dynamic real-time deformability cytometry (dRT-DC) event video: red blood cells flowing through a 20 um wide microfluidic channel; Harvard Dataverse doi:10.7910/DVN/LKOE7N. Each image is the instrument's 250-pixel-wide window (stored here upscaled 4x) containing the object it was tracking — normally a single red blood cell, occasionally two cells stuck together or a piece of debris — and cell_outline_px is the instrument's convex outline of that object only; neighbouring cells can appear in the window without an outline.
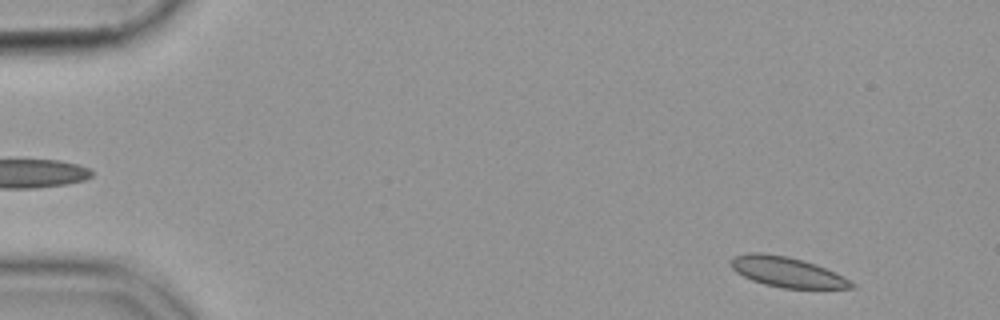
{"species": "common noctule bat (a hibernating species)", "species_latin": "Nyctalus noctula", "temperature_condition": "cold", "stored_images_in_passage": 54, "camera_frame_rate_fps": 3000, "um_per_image_px": 0.085, "animal": {"sex": "female", "body_mass_g": 19.9}, "frame": {"image": 1, "passage_image": 3, "time_ms": 0.667, "image_size_px": [1000, 320], "cell_outline_px": [[856, 288], [784, 288], [764, 284], [752, 280], [736, 272], [732, 268], [732, 256], [748, 252], [760, 252], [788, 256], [804, 260], [816, 264], [836, 272], [844, 276], [856, 284]], "centroid_in_image_um": [66.93, 23.11], "position_along_channel_um": 18.1, "area_um2": 21.33}}
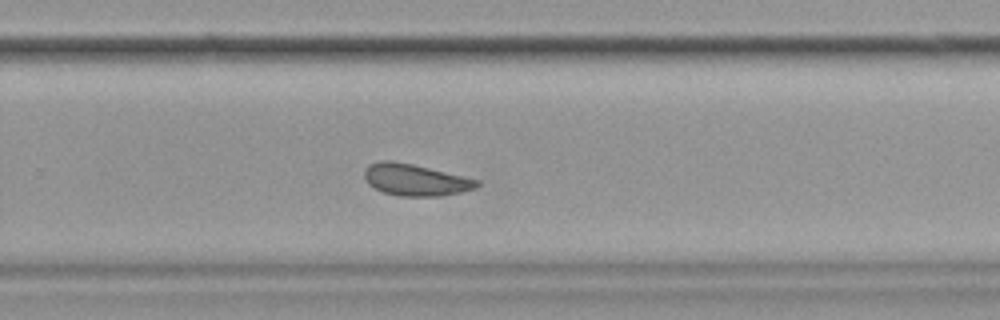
{"frame": {"image": 2, "passage_image": 35, "time_ms": 11.333, "image_size_px": [1000, 320], "cell_outline_px": [[480, 184], [476, 188], [460, 192], [440, 196], [400, 196], [384, 192], [368, 184], [364, 180], [364, 168], [368, 164], [380, 160], [392, 160], [412, 164], [480, 180]], "centroid_in_image_um": [35.27, 15.28], "position_along_channel_um": 294.5, "area_um2": 20.81}}
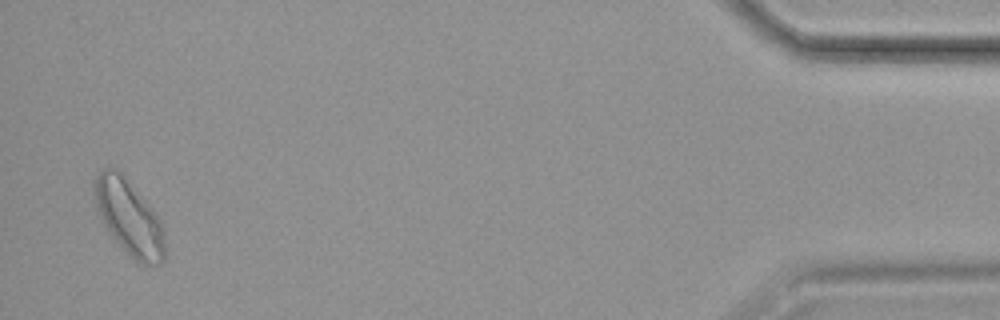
{"frame": {"image": 3, "passage_image": 52, "time_ms": 17.0, "image_size_px": [1000, 320], "cell_outline_px": [[164, 260], [160, 264], [144, 264], [136, 260], [116, 244], [104, 228], [96, 208], [92, 188], [92, 180], [104, 168], [112, 168], [120, 172], [124, 176], [152, 208], [160, 220], [164, 232]], "centroid_in_image_um": [10.91, 18.48], "position_along_channel_um": 424.3, "area_um2": 31.04}}